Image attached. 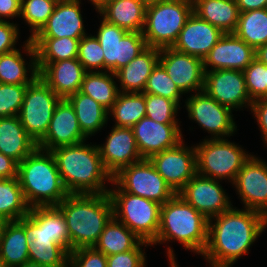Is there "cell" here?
Listing matches in <instances>:
<instances>
[{"instance_id": "cell-1", "label": "cell", "mask_w": 267, "mask_h": 267, "mask_svg": "<svg viewBox=\"0 0 267 267\" xmlns=\"http://www.w3.org/2000/svg\"><path fill=\"white\" fill-rule=\"evenodd\" d=\"M214 221V222H213ZM267 228V217L255 210L231 207L208 219V242L201 256L216 267L236 263Z\"/></svg>"}, {"instance_id": "cell-2", "label": "cell", "mask_w": 267, "mask_h": 267, "mask_svg": "<svg viewBox=\"0 0 267 267\" xmlns=\"http://www.w3.org/2000/svg\"><path fill=\"white\" fill-rule=\"evenodd\" d=\"M85 142L51 150L63 185L69 194L108 193L105 184L112 182V176L104 168L97 144Z\"/></svg>"}, {"instance_id": "cell-3", "label": "cell", "mask_w": 267, "mask_h": 267, "mask_svg": "<svg viewBox=\"0 0 267 267\" xmlns=\"http://www.w3.org/2000/svg\"><path fill=\"white\" fill-rule=\"evenodd\" d=\"M57 207L66 220L69 253L77 248L94 247L106 224L113 217L108 193L69 194Z\"/></svg>"}, {"instance_id": "cell-4", "label": "cell", "mask_w": 267, "mask_h": 267, "mask_svg": "<svg viewBox=\"0 0 267 267\" xmlns=\"http://www.w3.org/2000/svg\"><path fill=\"white\" fill-rule=\"evenodd\" d=\"M17 177L31 208L57 206L69 195L51 151L37 147L18 164Z\"/></svg>"}, {"instance_id": "cell-5", "label": "cell", "mask_w": 267, "mask_h": 267, "mask_svg": "<svg viewBox=\"0 0 267 267\" xmlns=\"http://www.w3.org/2000/svg\"><path fill=\"white\" fill-rule=\"evenodd\" d=\"M174 240L200 256L208 242V219L178 194L161 205L159 229L151 246Z\"/></svg>"}, {"instance_id": "cell-6", "label": "cell", "mask_w": 267, "mask_h": 267, "mask_svg": "<svg viewBox=\"0 0 267 267\" xmlns=\"http://www.w3.org/2000/svg\"><path fill=\"white\" fill-rule=\"evenodd\" d=\"M108 195L112 202L113 217L122 222L142 241L152 244L157 237L161 204L122 191L113 181Z\"/></svg>"}, {"instance_id": "cell-7", "label": "cell", "mask_w": 267, "mask_h": 267, "mask_svg": "<svg viewBox=\"0 0 267 267\" xmlns=\"http://www.w3.org/2000/svg\"><path fill=\"white\" fill-rule=\"evenodd\" d=\"M192 13L193 2L188 0H163L147 6L142 32L147 47H172Z\"/></svg>"}, {"instance_id": "cell-8", "label": "cell", "mask_w": 267, "mask_h": 267, "mask_svg": "<svg viewBox=\"0 0 267 267\" xmlns=\"http://www.w3.org/2000/svg\"><path fill=\"white\" fill-rule=\"evenodd\" d=\"M197 174L215 180H229L231 184L237 173L252 154L227 138H206L194 145Z\"/></svg>"}, {"instance_id": "cell-9", "label": "cell", "mask_w": 267, "mask_h": 267, "mask_svg": "<svg viewBox=\"0 0 267 267\" xmlns=\"http://www.w3.org/2000/svg\"><path fill=\"white\" fill-rule=\"evenodd\" d=\"M61 98L38 76L27 85L18 117L27 134L38 143L46 134Z\"/></svg>"}, {"instance_id": "cell-10", "label": "cell", "mask_w": 267, "mask_h": 267, "mask_svg": "<svg viewBox=\"0 0 267 267\" xmlns=\"http://www.w3.org/2000/svg\"><path fill=\"white\" fill-rule=\"evenodd\" d=\"M95 37L104 53V72L116 73L147 48L142 32H128L103 18Z\"/></svg>"}, {"instance_id": "cell-11", "label": "cell", "mask_w": 267, "mask_h": 267, "mask_svg": "<svg viewBox=\"0 0 267 267\" xmlns=\"http://www.w3.org/2000/svg\"><path fill=\"white\" fill-rule=\"evenodd\" d=\"M122 190L163 205L176 193L156 171L149 159H143L122 168L112 177Z\"/></svg>"}, {"instance_id": "cell-12", "label": "cell", "mask_w": 267, "mask_h": 267, "mask_svg": "<svg viewBox=\"0 0 267 267\" xmlns=\"http://www.w3.org/2000/svg\"><path fill=\"white\" fill-rule=\"evenodd\" d=\"M184 106L189 119L211 134V139L230 138L237 132L232 110L219 104L204 90L186 97Z\"/></svg>"}, {"instance_id": "cell-13", "label": "cell", "mask_w": 267, "mask_h": 267, "mask_svg": "<svg viewBox=\"0 0 267 267\" xmlns=\"http://www.w3.org/2000/svg\"><path fill=\"white\" fill-rule=\"evenodd\" d=\"M184 142L183 140L177 146L149 158L156 171L176 194L197 174L194 145L186 146Z\"/></svg>"}, {"instance_id": "cell-14", "label": "cell", "mask_w": 267, "mask_h": 267, "mask_svg": "<svg viewBox=\"0 0 267 267\" xmlns=\"http://www.w3.org/2000/svg\"><path fill=\"white\" fill-rule=\"evenodd\" d=\"M204 91L219 104L233 110L250 108L249 97L243 71L219 69L205 71Z\"/></svg>"}, {"instance_id": "cell-15", "label": "cell", "mask_w": 267, "mask_h": 267, "mask_svg": "<svg viewBox=\"0 0 267 267\" xmlns=\"http://www.w3.org/2000/svg\"><path fill=\"white\" fill-rule=\"evenodd\" d=\"M232 185L241 197L243 208L267 217V163L263 159L252 154Z\"/></svg>"}, {"instance_id": "cell-16", "label": "cell", "mask_w": 267, "mask_h": 267, "mask_svg": "<svg viewBox=\"0 0 267 267\" xmlns=\"http://www.w3.org/2000/svg\"><path fill=\"white\" fill-rule=\"evenodd\" d=\"M220 183L219 180L196 174L177 194L210 219L233 206Z\"/></svg>"}, {"instance_id": "cell-17", "label": "cell", "mask_w": 267, "mask_h": 267, "mask_svg": "<svg viewBox=\"0 0 267 267\" xmlns=\"http://www.w3.org/2000/svg\"><path fill=\"white\" fill-rule=\"evenodd\" d=\"M159 62L184 95L204 90L202 59L167 47L160 49Z\"/></svg>"}, {"instance_id": "cell-18", "label": "cell", "mask_w": 267, "mask_h": 267, "mask_svg": "<svg viewBox=\"0 0 267 267\" xmlns=\"http://www.w3.org/2000/svg\"><path fill=\"white\" fill-rule=\"evenodd\" d=\"M88 140L78 124L73 105L69 100L61 99L56 105L45 136L37 147L51 151L55 148L76 145Z\"/></svg>"}, {"instance_id": "cell-19", "label": "cell", "mask_w": 267, "mask_h": 267, "mask_svg": "<svg viewBox=\"0 0 267 267\" xmlns=\"http://www.w3.org/2000/svg\"><path fill=\"white\" fill-rule=\"evenodd\" d=\"M25 235L28 246L35 241V237L52 238L69 253L66 220L57 206L32 207L25 217Z\"/></svg>"}, {"instance_id": "cell-20", "label": "cell", "mask_w": 267, "mask_h": 267, "mask_svg": "<svg viewBox=\"0 0 267 267\" xmlns=\"http://www.w3.org/2000/svg\"><path fill=\"white\" fill-rule=\"evenodd\" d=\"M97 146L104 168L112 177L122 168L143 160L129 127L113 126L106 142Z\"/></svg>"}, {"instance_id": "cell-21", "label": "cell", "mask_w": 267, "mask_h": 267, "mask_svg": "<svg viewBox=\"0 0 267 267\" xmlns=\"http://www.w3.org/2000/svg\"><path fill=\"white\" fill-rule=\"evenodd\" d=\"M132 130L143 159L173 148L184 140L179 124H162L148 117H143Z\"/></svg>"}, {"instance_id": "cell-22", "label": "cell", "mask_w": 267, "mask_h": 267, "mask_svg": "<svg viewBox=\"0 0 267 267\" xmlns=\"http://www.w3.org/2000/svg\"><path fill=\"white\" fill-rule=\"evenodd\" d=\"M255 59V49L234 33H224L203 59L204 71H243ZM211 68V69H210Z\"/></svg>"}, {"instance_id": "cell-23", "label": "cell", "mask_w": 267, "mask_h": 267, "mask_svg": "<svg viewBox=\"0 0 267 267\" xmlns=\"http://www.w3.org/2000/svg\"><path fill=\"white\" fill-rule=\"evenodd\" d=\"M81 0H58L47 23L33 38L81 39L85 35Z\"/></svg>"}, {"instance_id": "cell-24", "label": "cell", "mask_w": 267, "mask_h": 267, "mask_svg": "<svg viewBox=\"0 0 267 267\" xmlns=\"http://www.w3.org/2000/svg\"><path fill=\"white\" fill-rule=\"evenodd\" d=\"M223 35L219 28L193 12L172 48L203 60Z\"/></svg>"}, {"instance_id": "cell-25", "label": "cell", "mask_w": 267, "mask_h": 267, "mask_svg": "<svg viewBox=\"0 0 267 267\" xmlns=\"http://www.w3.org/2000/svg\"><path fill=\"white\" fill-rule=\"evenodd\" d=\"M38 76L61 98L80 91L86 70L77 58L37 64Z\"/></svg>"}, {"instance_id": "cell-26", "label": "cell", "mask_w": 267, "mask_h": 267, "mask_svg": "<svg viewBox=\"0 0 267 267\" xmlns=\"http://www.w3.org/2000/svg\"><path fill=\"white\" fill-rule=\"evenodd\" d=\"M22 46L23 52H26L24 54L30 58L29 62L18 48L0 55V83L29 85L38 77L36 50L32 40L28 38Z\"/></svg>"}, {"instance_id": "cell-27", "label": "cell", "mask_w": 267, "mask_h": 267, "mask_svg": "<svg viewBox=\"0 0 267 267\" xmlns=\"http://www.w3.org/2000/svg\"><path fill=\"white\" fill-rule=\"evenodd\" d=\"M160 49L147 47L126 66L119 69L116 81L120 83L119 92L143 93L147 80L159 62Z\"/></svg>"}, {"instance_id": "cell-28", "label": "cell", "mask_w": 267, "mask_h": 267, "mask_svg": "<svg viewBox=\"0 0 267 267\" xmlns=\"http://www.w3.org/2000/svg\"><path fill=\"white\" fill-rule=\"evenodd\" d=\"M97 13L107 22L128 32H143L146 6L139 0H110Z\"/></svg>"}, {"instance_id": "cell-29", "label": "cell", "mask_w": 267, "mask_h": 267, "mask_svg": "<svg viewBox=\"0 0 267 267\" xmlns=\"http://www.w3.org/2000/svg\"><path fill=\"white\" fill-rule=\"evenodd\" d=\"M37 148L18 116L0 118V152L18 164Z\"/></svg>"}, {"instance_id": "cell-30", "label": "cell", "mask_w": 267, "mask_h": 267, "mask_svg": "<svg viewBox=\"0 0 267 267\" xmlns=\"http://www.w3.org/2000/svg\"><path fill=\"white\" fill-rule=\"evenodd\" d=\"M193 12L223 33L235 32L240 13L236 0H194Z\"/></svg>"}, {"instance_id": "cell-31", "label": "cell", "mask_w": 267, "mask_h": 267, "mask_svg": "<svg viewBox=\"0 0 267 267\" xmlns=\"http://www.w3.org/2000/svg\"><path fill=\"white\" fill-rule=\"evenodd\" d=\"M25 235V217L4 223L0 235V258L9 266H21L29 261Z\"/></svg>"}, {"instance_id": "cell-32", "label": "cell", "mask_w": 267, "mask_h": 267, "mask_svg": "<svg viewBox=\"0 0 267 267\" xmlns=\"http://www.w3.org/2000/svg\"><path fill=\"white\" fill-rule=\"evenodd\" d=\"M67 99L73 105L80 129L87 138L95 136L108 123V111L92 97L78 91Z\"/></svg>"}, {"instance_id": "cell-33", "label": "cell", "mask_w": 267, "mask_h": 267, "mask_svg": "<svg viewBox=\"0 0 267 267\" xmlns=\"http://www.w3.org/2000/svg\"><path fill=\"white\" fill-rule=\"evenodd\" d=\"M141 241L122 222L112 217L100 234L94 248L105 256H110L133 250Z\"/></svg>"}, {"instance_id": "cell-34", "label": "cell", "mask_w": 267, "mask_h": 267, "mask_svg": "<svg viewBox=\"0 0 267 267\" xmlns=\"http://www.w3.org/2000/svg\"><path fill=\"white\" fill-rule=\"evenodd\" d=\"M116 74L105 72H86L80 92L92 97L107 111L115 103L119 93L118 84L114 79Z\"/></svg>"}, {"instance_id": "cell-35", "label": "cell", "mask_w": 267, "mask_h": 267, "mask_svg": "<svg viewBox=\"0 0 267 267\" xmlns=\"http://www.w3.org/2000/svg\"><path fill=\"white\" fill-rule=\"evenodd\" d=\"M30 209L18 177L0 178V219L5 222L16 221L26 217Z\"/></svg>"}, {"instance_id": "cell-36", "label": "cell", "mask_w": 267, "mask_h": 267, "mask_svg": "<svg viewBox=\"0 0 267 267\" xmlns=\"http://www.w3.org/2000/svg\"><path fill=\"white\" fill-rule=\"evenodd\" d=\"M108 116L115 120L113 126L132 128L146 117L145 93L119 92L115 103L108 111Z\"/></svg>"}, {"instance_id": "cell-37", "label": "cell", "mask_w": 267, "mask_h": 267, "mask_svg": "<svg viewBox=\"0 0 267 267\" xmlns=\"http://www.w3.org/2000/svg\"><path fill=\"white\" fill-rule=\"evenodd\" d=\"M36 50L37 64H49L61 60L77 58L80 39L32 38Z\"/></svg>"}, {"instance_id": "cell-38", "label": "cell", "mask_w": 267, "mask_h": 267, "mask_svg": "<svg viewBox=\"0 0 267 267\" xmlns=\"http://www.w3.org/2000/svg\"><path fill=\"white\" fill-rule=\"evenodd\" d=\"M234 34L255 50L267 43V10L240 12Z\"/></svg>"}, {"instance_id": "cell-39", "label": "cell", "mask_w": 267, "mask_h": 267, "mask_svg": "<svg viewBox=\"0 0 267 267\" xmlns=\"http://www.w3.org/2000/svg\"><path fill=\"white\" fill-rule=\"evenodd\" d=\"M29 261L46 267H68L69 253L52 238L35 237L28 247Z\"/></svg>"}, {"instance_id": "cell-40", "label": "cell", "mask_w": 267, "mask_h": 267, "mask_svg": "<svg viewBox=\"0 0 267 267\" xmlns=\"http://www.w3.org/2000/svg\"><path fill=\"white\" fill-rule=\"evenodd\" d=\"M58 0H21L20 18L30 28L29 39H32L47 23Z\"/></svg>"}, {"instance_id": "cell-41", "label": "cell", "mask_w": 267, "mask_h": 267, "mask_svg": "<svg viewBox=\"0 0 267 267\" xmlns=\"http://www.w3.org/2000/svg\"><path fill=\"white\" fill-rule=\"evenodd\" d=\"M143 93L162 96L181 106V97L184 95L167 74L163 65L158 62L150 74Z\"/></svg>"}, {"instance_id": "cell-42", "label": "cell", "mask_w": 267, "mask_h": 267, "mask_svg": "<svg viewBox=\"0 0 267 267\" xmlns=\"http://www.w3.org/2000/svg\"><path fill=\"white\" fill-rule=\"evenodd\" d=\"M181 107L168 98L145 93L146 117L162 124H180L178 110Z\"/></svg>"}, {"instance_id": "cell-43", "label": "cell", "mask_w": 267, "mask_h": 267, "mask_svg": "<svg viewBox=\"0 0 267 267\" xmlns=\"http://www.w3.org/2000/svg\"><path fill=\"white\" fill-rule=\"evenodd\" d=\"M104 53L95 35H85L79 40L77 59L87 72H104Z\"/></svg>"}, {"instance_id": "cell-44", "label": "cell", "mask_w": 267, "mask_h": 267, "mask_svg": "<svg viewBox=\"0 0 267 267\" xmlns=\"http://www.w3.org/2000/svg\"><path fill=\"white\" fill-rule=\"evenodd\" d=\"M243 73L251 101L267 98V66L255 58Z\"/></svg>"}, {"instance_id": "cell-45", "label": "cell", "mask_w": 267, "mask_h": 267, "mask_svg": "<svg viewBox=\"0 0 267 267\" xmlns=\"http://www.w3.org/2000/svg\"><path fill=\"white\" fill-rule=\"evenodd\" d=\"M27 85L0 83V118L18 116Z\"/></svg>"}, {"instance_id": "cell-46", "label": "cell", "mask_w": 267, "mask_h": 267, "mask_svg": "<svg viewBox=\"0 0 267 267\" xmlns=\"http://www.w3.org/2000/svg\"><path fill=\"white\" fill-rule=\"evenodd\" d=\"M151 244L141 241L133 250L107 256V267H146V253L141 247Z\"/></svg>"}, {"instance_id": "cell-47", "label": "cell", "mask_w": 267, "mask_h": 267, "mask_svg": "<svg viewBox=\"0 0 267 267\" xmlns=\"http://www.w3.org/2000/svg\"><path fill=\"white\" fill-rule=\"evenodd\" d=\"M68 267H107V256L94 247L77 248L69 253Z\"/></svg>"}, {"instance_id": "cell-48", "label": "cell", "mask_w": 267, "mask_h": 267, "mask_svg": "<svg viewBox=\"0 0 267 267\" xmlns=\"http://www.w3.org/2000/svg\"><path fill=\"white\" fill-rule=\"evenodd\" d=\"M19 26L10 21H0V55L17 49L15 46L19 39Z\"/></svg>"}, {"instance_id": "cell-49", "label": "cell", "mask_w": 267, "mask_h": 267, "mask_svg": "<svg viewBox=\"0 0 267 267\" xmlns=\"http://www.w3.org/2000/svg\"><path fill=\"white\" fill-rule=\"evenodd\" d=\"M250 111L259 125L263 143L267 147V98L252 101Z\"/></svg>"}, {"instance_id": "cell-50", "label": "cell", "mask_w": 267, "mask_h": 267, "mask_svg": "<svg viewBox=\"0 0 267 267\" xmlns=\"http://www.w3.org/2000/svg\"><path fill=\"white\" fill-rule=\"evenodd\" d=\"M21 0H0V21L20 17Z\"/></svg>"}, {"instance_id": "cell-51", "label": "cell", "mask_w": 267, "mask_h": 267, "mask_svg": "<svg viewBox=\"0 0 267 267\" xmlns=\"http://www.w3.org/2000/svg\"><path fill=\"white\" fill-rule=\"evenodd\" d=\"M18 163L0 152V178L11 179L17 177Z\"/></svg>"}, {"instance_id": "cell-52", "label": "cell", "mask_w": 267, "mask_h": 267, "mask_svg": "<svg viewBox=\"0 0 267 267\" xmlns=\"http://www.w3.org/2000/svg\"><path fill=\"white\" fill-rule=\"evenodd\" d=\"M236 2L239 12L264 9L267 4V0H236Z\"/></svg>"}, {"instance_id": "cell-53", "label": "cell", "mask_w": 267, "mask_h": 267, "mask_svg": "<svg viewBox=\"0 0 267 267\" xmlns=\"http://www.w3.org/2000/svg\"><path fill=\"white\" fill-rule=\"evenodd\" d=\"M255 58L267 66V43L255 50Z\"/></svg>"}, {"instance_id": "cell-54", "label": "cell", "mask_w": 267, "mask_h": 267, "mask_svg": "<svg viewBox=\"0 0 267 267\" xmlns=\"http://www.w3.org/2000/svg\"><path fill=\"white\" fill-rule=\"evenodd\" d=\"M167 257H168V263H169V267H179V265L177 264V258L175 253H174V250L173 248H171L170 246H167Z\"/></svg>"}, {"instance_id": "cell-55", "label": "cell", "mask_w": 267, "mask_h": 267, "mask_svg": "<svg viewBox=\"0 0 267 267\" xmlns=\"http://www.w3.org/2000/svg\"><path fill=\"white\" fill-rule=\"evenodd\" d=\"M89 1L93 5V7H95L94 9L97 11L101 6H103L106 2L110 0H89Z\"/></svg>"}, {"instance_id": "cell-56", "label": "cell", "mask_w": 267, "mask_h": 267, "mask_svg": "<svg viewBox=\"0 0 267 267\" xmlns=\"http://www.w3.org/2000/svg\"><path fill=\"white\" fill-rule=\"evenodd\" d=\"M17 267H46V266H43V265L38 264L36 262L27 261L24 264H22L21 266H17Z\"/></svg>"}, {"instance_id": "cell-57", "label": "cell", "mask_w": 267, "mask_h": 267, "mask_svg": "<svg viewBox=\"0 0 267 267\" xmlns=\"http://www.w3.org/2000/svg\"><path fill=\"white\" fill-rule=\"evenodd\" d=\"M139 1L141 3H143L147 7L149 5L157 4V3H159L160 1H163V0H139Z\"/></svg>"}, {"instance_id": "cell-58", "label": "cell", "mask_w": 267, "mask_h": 267, "mask_svg": "<svg viewBox=\"0 0 267 267\" xmlns=\"http://www.w3.org/2000/svg\"><path fill=\"white\" fill-rule=\"evenodd\" d=\"M233 264L235 263H225V264L218 265L216 267H233Z\"/></svg>"}, {"instance_id": "cell-59", "label": "cell", "mask_w": 267, "mask_h": 267, "mask_svg": "<svg viewBox=\"0 0 267 267\" xmlns=\"http://www.w3.org/2000/svg\"><path fill=\"white\" fill-rule=\"evenodd\" d=\"M0 267H9V266L0 258Z\"/></svg>"}, {"instance_id": "cell-60", "label": "cell", "mask_w": 267, "mask_h": 267, "mask_svg": "<svg viewBox=\"0 0 267 267\" xmlns=\"http://www.w3.org/2000/svg\"><path fill=\"white\" fill-rule=\"evenodd\" d=\"M4 223H5V221H3L2 219H0V235H1V231H2V228H3Z\"/></svg>"}]
</instances>
